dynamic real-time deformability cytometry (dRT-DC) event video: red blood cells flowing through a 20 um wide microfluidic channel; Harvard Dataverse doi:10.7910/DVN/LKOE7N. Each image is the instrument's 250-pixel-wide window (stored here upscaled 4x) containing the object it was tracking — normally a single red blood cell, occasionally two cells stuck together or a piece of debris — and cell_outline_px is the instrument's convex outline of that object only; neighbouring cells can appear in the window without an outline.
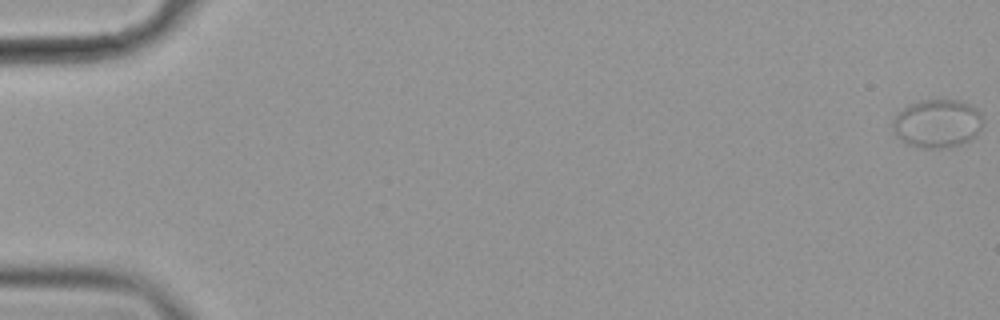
{"species": "common noctule bat (a hibernating species)", "species_latin": "Nyctalus noctula", "temperature_condition": "cold", "stored_images_in_passage": 58, "camera_frame_rate_fps": 3000, "um_per_image_px": 0.085, "animal": {"sex": "female", "body_mass_g": 19.9}, "frame": {"image": 1, "passage_image": 1, "time_ms": 0.0, "image_size_px": [1000, 320], "cell_outline_px": [[984, 120], [976, 136], [972, 140], [948, 148], [924, 148], [900, 140], [896, 136], [892, 128], [892, 120], [904, 108], [920, 100], [960, 100], [972, 104], [980, 112]], "centroid_in_image_um": [79.71, 10.5], "position_along_channel_um": 5.3, "area_um2": 25.55}}
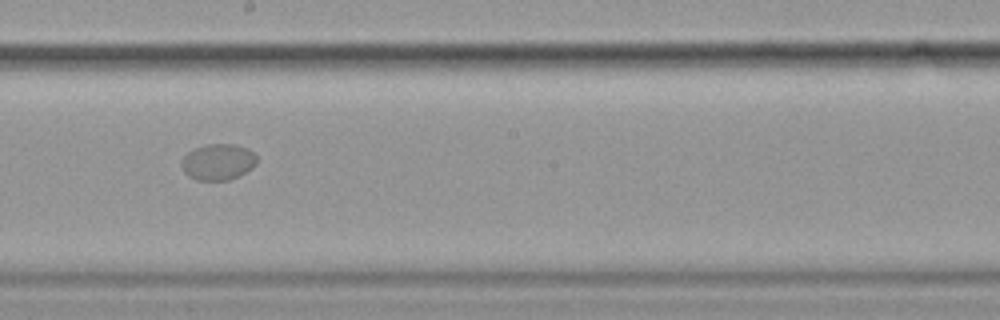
{"frame": {"image": 2, "passage_image": 34, "time_ms": 11.0, "image_size_px": [1000, 320], "cell_outline_px": [[256, 164], [252, 168], [228, 180], [196, 180], [188, 176], [184, 172], [180, 164], [184, 156], [188, 152], [204, 144], [236, 144], [248, 148], [256, 156]], "centroid_in_image_um": [18.51, 13.75], "position_along_channel_um": 229.7, "area_um2": 15.84}}
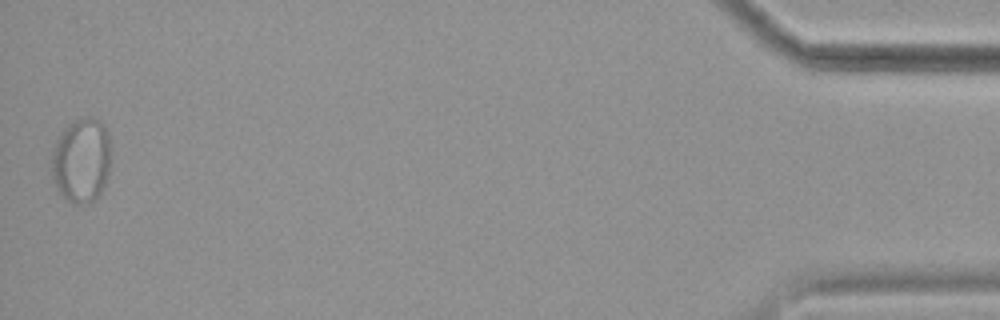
{"frame": {"image": 3, "passage_image": 58, "time_ms": 19.0, "image_size_px": [1000, 320], "cell_outline_px": [[108, 172], [104, 184], [100, 192], [88, 204], [76, 204], [68, 200], [64, 196], [56, 184], [52, 176], [52, 148], [56, 140], [64, 128], [68, 124], [76, 120], [92, 116], [100, 120], [104, 124], [108, 136]], "centroid_in_image_um": [6.9, 13.59], "position_along_channel_um": 428.3, "area_um2": 28.67}}